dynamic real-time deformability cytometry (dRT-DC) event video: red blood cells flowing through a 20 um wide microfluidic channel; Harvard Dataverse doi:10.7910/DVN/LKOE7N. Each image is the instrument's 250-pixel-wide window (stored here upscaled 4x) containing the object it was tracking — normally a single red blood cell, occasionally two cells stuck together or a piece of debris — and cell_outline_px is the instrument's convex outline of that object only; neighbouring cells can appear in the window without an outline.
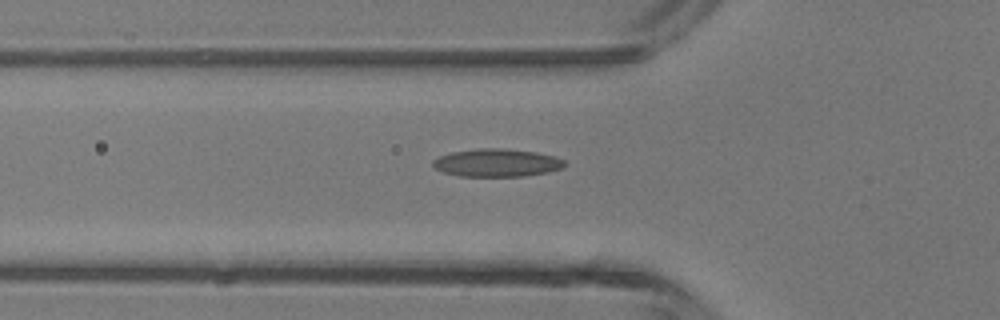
{"species": "common noctule bat (a hibernating species)", "species_latin": "Nyctalus noctula", "temperature_condition": "room temperature", "stored_images_in_passage": 4, "camera_frame_rate_fps": 3000, "um_per_image_px": 0.085, "animal": {"sex": "male", "body_mass_g": 13.3}, "frame": {"image": 1, "passage_image": 4, "time_ms": 1.0, "image_size_px": [1000, 320], "cell_outline_px": [[568, 164], [564, 168], [548, 172], [524, 176], [460, 176], [444, 172], [436, 168], [432, 164], [432, 160], [440, 156], [452, 152], [480, 148], [504, 148], [536, 152], [556, 156], [564, 160]], "centroid_in_image_um": [42.29, 13.83], "position_along_channel_um": 83.5, "area_um2": 21.5}}